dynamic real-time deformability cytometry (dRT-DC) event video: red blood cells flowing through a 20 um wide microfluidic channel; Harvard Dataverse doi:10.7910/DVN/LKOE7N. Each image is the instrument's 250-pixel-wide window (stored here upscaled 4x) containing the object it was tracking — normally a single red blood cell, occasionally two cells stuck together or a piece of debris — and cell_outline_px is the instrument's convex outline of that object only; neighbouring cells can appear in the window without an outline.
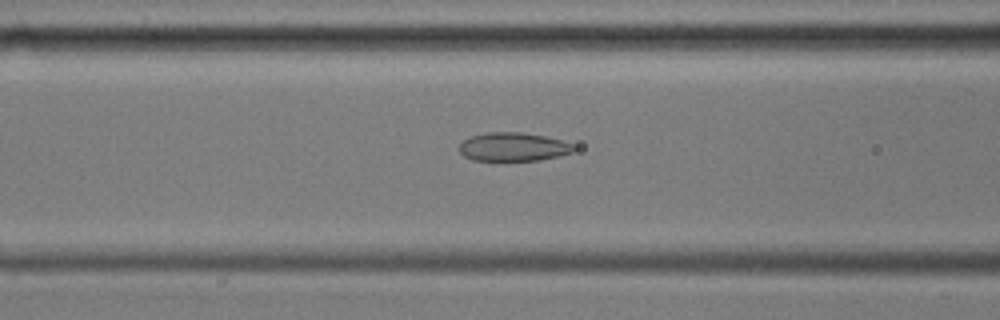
{"species": "common noctule bat (a hibernating species)", "species_latin": "Nyctalus noctula", "temperature_condition": "cold", "stored_images_in_passage": 48, "camera_frame_rate_fps": 3000, "um_per_image_px": 0.085, "animal": {"sex": "male", "body_mass_g": 17.9, "forearm_length_mm": 54.2}, "frame": {"image": 1, "passage_image": 21, "time_ms": 6.667, "image_size_px": [1000, 320], "cell_outline_px": [[576, 148], [572, 152], [560, 156], [540, 160], [472, 160], [464, 156], [460, 152], [460, 144], [464, 140], [472, 136], [488, 132], [524, 132], [564, 140], [572, 144]], "centroid_in_image_um": [43.66, 12.48], "position_along_channel_um": 122.9, "area_um2": 19.07}}
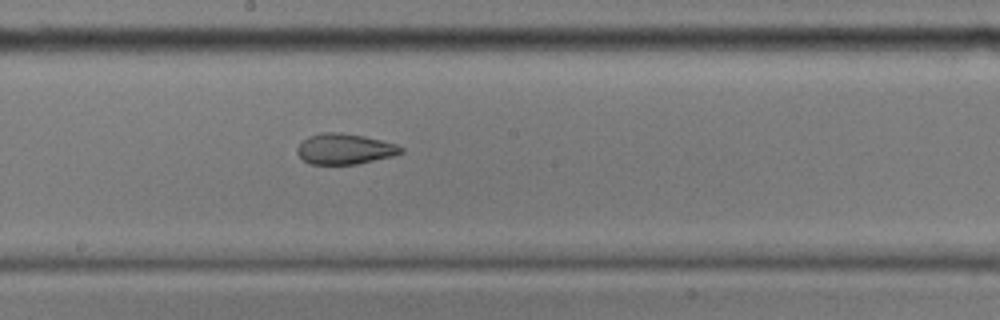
{"frame": {"image": 2, "passage_image": 29, "time_ms": 9.333, "image_size_px": [1000, 320], "cell_outline_px": [[404, 152], [392, 156], [356, 164], [312, 164], [304, 160], [296, 152], [296, 148], [308, 136], [324, 132], [340, 132], [364, 136], [396, 144], [404, 148]], "centroid_in_image_um": [29.3, 12.65], "position_along_channel_um": 218.9, "area_um2": 18.38}}
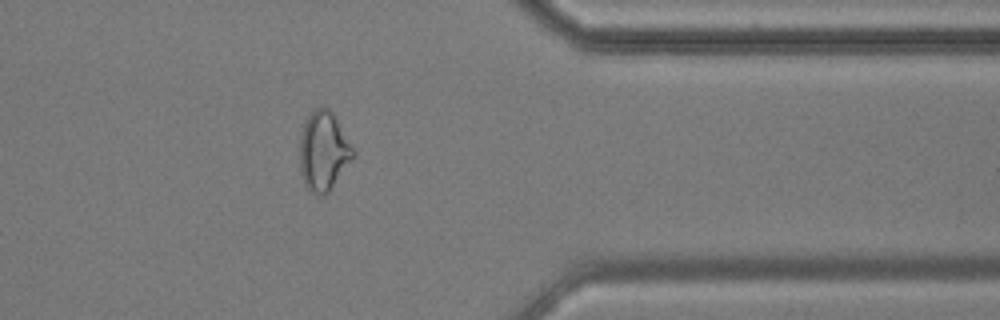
{"frame": {"image": 3, "passage_image": 44, "time_ms": 14.333, "image_size_px": [1000, 320], "cell_outline_px": [[356, 156], [328, 192], [324, 196], [312, 192], [304, 184], [300, 168], [300, 136], [308, 112], [316, 108], [328, 108], [332, 112], [356, 152]], "centroid_in_image_um": [27.51, 12.84], "position_along_channel_um": 383.9, "area_um2": 24.62}, "authors_computed_cell_mechanics": {"area_um2": 21.2415, "velocity_mm_per_s": 3.5913, "shape_relaxation_time_tau1_ms": null, "shape_relaxation_time_tau2_ms": 2.8614, "deformation_change_tau1": null, "deformation_change_tau2": 0.0925}}